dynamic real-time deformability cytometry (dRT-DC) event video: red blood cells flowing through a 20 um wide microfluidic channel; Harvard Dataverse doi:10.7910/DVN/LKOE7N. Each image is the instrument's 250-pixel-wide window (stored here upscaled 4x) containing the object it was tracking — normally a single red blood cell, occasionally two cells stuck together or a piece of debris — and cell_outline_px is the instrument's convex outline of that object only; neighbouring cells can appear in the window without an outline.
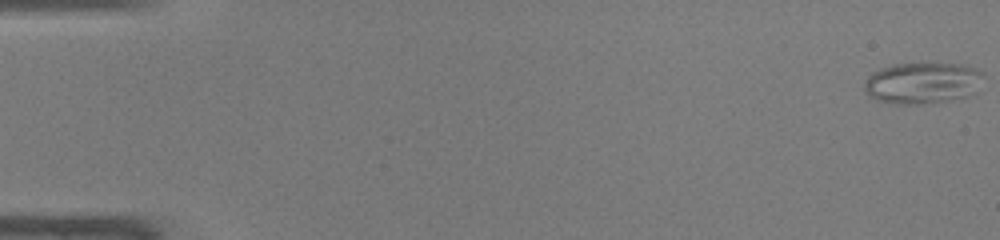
{"species": "common noctule bat (a hibernating species)", "species_latin": "Nyctalus noctula", "temperature_condition": "warm", "stored_images_in_passage": 48, "camera_frame_rate_fps": 3000, "um_per_image_px": 0.085, "animal": {"sex": "male", "body_mass_g": 19.0, "forearm_length_mm": 50.8}, "frame": {"image": 1, "passage_image": 1, "time_ms": 0.0, "image_size_px": [1000, 240], "cell_outline_px": [[980, 72], [968, 96], [944, 100], [912, 104], [900, 104], [876, 100], [868, 96], [864, 88], [864, 84], [868, 76], [872, 72], [880, 68], [896, 64], [960, 64], [976, 68]], "centroid_in_image_um": [78.25, 7.04], "position_along_channel_um": 6.8, "area_um2": 27.51}}
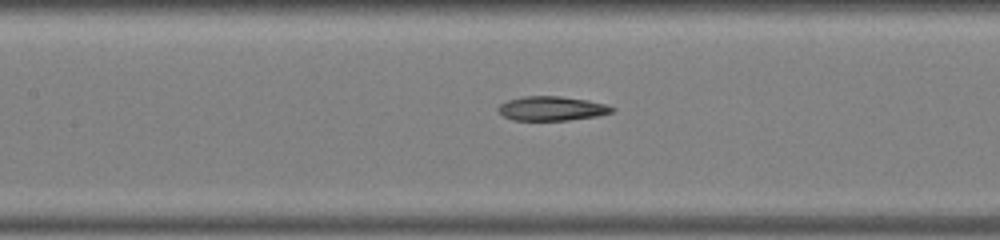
{"frame": {"image": 2, "passage_image": 23, "time_ms": 7.333, "image_size_px": [1000, 240], "cell_outline_px": [[616, 108], [612, 112], [596, 116], [568, 120], [512, 120], [504, 116], [496, 108], [500, 104], [508, 100], [524, 96], [560, 96], [588, 100], [608, 104]], "centroid_in_image_um": [46.92, 9.21], "position_along_channel_um": 160.5, "area_um2": 16.13}}
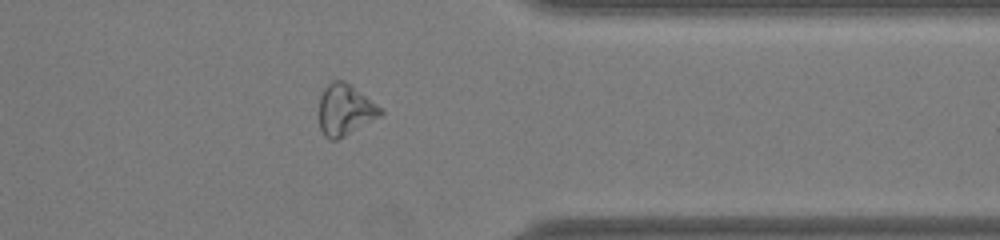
{"frame": {"image": 3, "passage_image": 39, "time_ms": 12.667, "image_size_px": [1000, 240], "cell_outline_px": [[384, 112], [380, 116], [344, 136], [336, 140], [332, 140], [324, 136], [320, 128], [320, 96], [324, 88], [332, 80], [344, 80], [380, 108]], "centroid_in_image_um": [29.29, 9.34], "position_along_channel_um": 382.1, "area_um2": 17.8}, "authors_computed_cell_mechanics": {"area_um2": 18.6694, "velocity_mm_per_s": 4.2922, "shape_relaxation_time_tau1_ms": null, "shape_relaxation_time_tau2_ms": 4.8283, "deformation_change_tau1": null, "deformation_change_tau2": 0.1466}}